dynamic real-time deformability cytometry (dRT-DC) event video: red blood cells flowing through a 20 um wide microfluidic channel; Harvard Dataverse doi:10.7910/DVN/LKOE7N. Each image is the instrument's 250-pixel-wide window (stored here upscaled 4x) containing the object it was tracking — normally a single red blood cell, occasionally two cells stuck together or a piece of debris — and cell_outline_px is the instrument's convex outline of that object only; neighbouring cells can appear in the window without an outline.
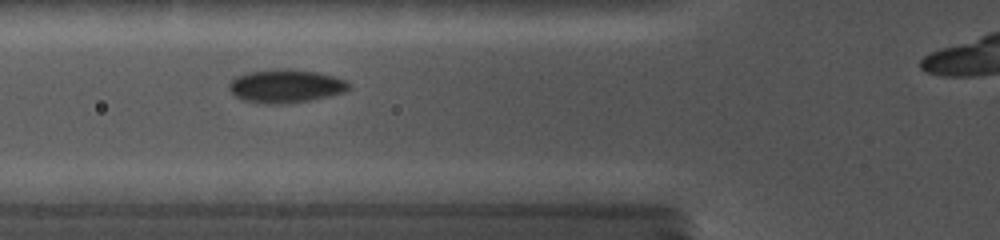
{"species": "common noctule bat (a hibernating species)", "species_latin": "Nyctalus noctula", "temperature_condition": "cold", "stored_images_in_passage": 15, "camera_frame_rate_fps": 5000, "um_per_image_px": 0.085, "animal": {"sex": "female", "body_mass_g": 19.0, "forearm_length_mm": 56.7}, "frame": {"image": 1, "passage_image": 3, "time_ms": 2.4, "image_size_px": [1000, 240], "cell_outline_px": [[352, 88], [340, 92], [308, 100], [280, 104], [272, 104], [244, 100], [236, 96], [228, 88], [228, 84], [236, 76], [248, 72], [276, 68], [288, 68], [320, 72], [344, 80]], "centroid_in_image_um": [24.24, 7.28], "position_along_channel_um": 101.6, "area_um2": 22.95}}
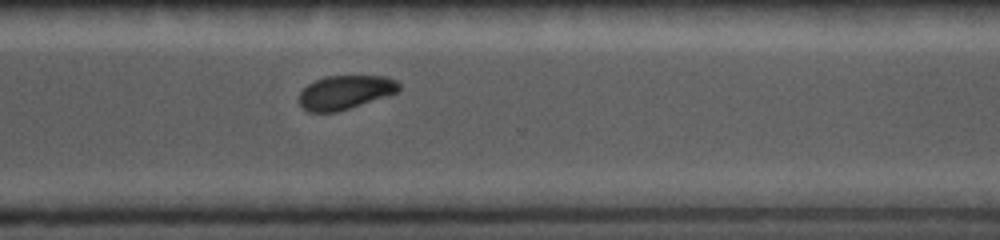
{"frame": {"image": 2, "passage_image": 11, "time_ms": 8.6, "image_size_px": [1000, 240], "cell_outline_px": [[400, 88], [396, 92], [336, 112], [308, 112], [300, 104], [300, 92], [308, 84], [324, 76], [388, 76], [396, 80], [400, 84]], "centroid_in_image_um": [29.33, 7.83], "position_along_channel_um": 341.3, "area_um2": 19.36}}
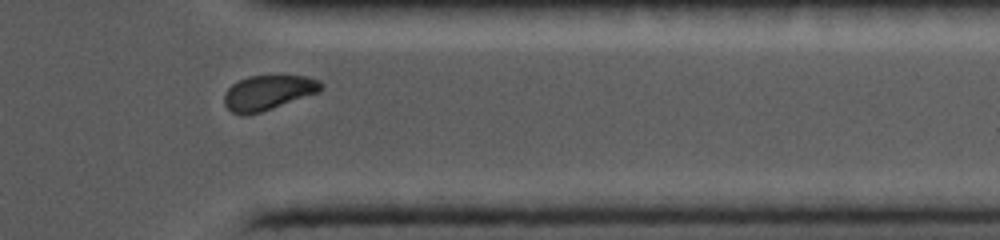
{"frame": {"image": 3, "passage_image": 13, "time_ms": 9.8, "image_size_px": [1000, 240], "cell_outline_px": [[324, 88], [320, 92], [248, 116], [244, 116], [232, 112], [224, 104], [224, 96], [228, 88], [232, 84], [248, 76], [308, 76], [320, 80], [324, 84]], "centroid_in_image_um": [22.82, 7.87], "position_along_channel_um": 388.6, "area_um2": 19.71}}